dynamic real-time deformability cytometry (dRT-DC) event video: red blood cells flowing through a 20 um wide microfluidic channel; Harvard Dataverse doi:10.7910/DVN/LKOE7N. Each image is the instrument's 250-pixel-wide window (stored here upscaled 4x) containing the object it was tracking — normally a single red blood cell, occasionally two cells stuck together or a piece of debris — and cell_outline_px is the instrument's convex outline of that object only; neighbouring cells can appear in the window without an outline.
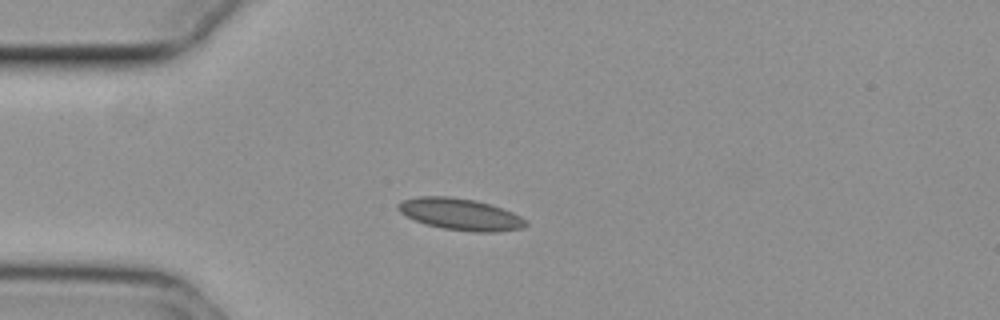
{"species": "common noctule bat (a hibernating species)", "species_latin": "Nyctalus noctula", "temperature_condition": "cold", "stored_images_in_passage": 42, "camera_frame_rate_fps": 3000, "um_per_image_px": 0.085, "animal": {"sex": "female", "body_mass_g": 29.2, "forearm_length_mm": 56.3}, "frame": {"image": 1, "passage_image": 1, "time_ms": 0.0, "image_size_px": [1000, 320], "cell_outline_px": [[528, 224], [524, 228], [496, 232], [472, 232], [444, 228], [424, 224], [400, 212], [396, 208], [396, 204], [404, 200], [420, 196], [448, 196], [476, 200], [492, 204], [512, 212], [528, 220]], "centroid_in_image_um": [39.17, 18.21], "position_along_channel_um": 45.8, "area_um2": 23.7}}
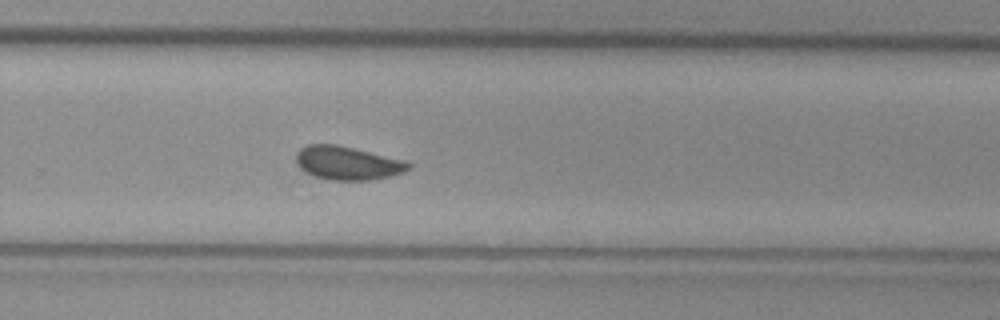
{"frame": {"image": 2, "passage_image": 23, "time_ms": 7.333, "image_size_px": [1000, 320], "cell_outline_px": [[412, 168], [404, 172], [392, 176], [372, 180], [328, 180], [312, 176], [304, 172], [296, 164], [296, 152], [300, 148], [308, 144], [336, 144], [400, 160], [412, 164]], "centroid_in_image_um": [29.48, 13.88], "position_along_channel_um": 300.3, "area_um2": 21.96}}
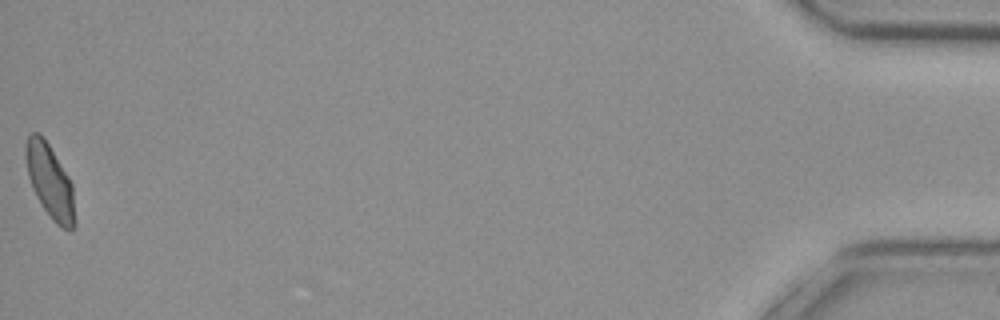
{"frame": {"image": 3, "passage_image": 42, "time_ms": 13.667, "image_size_px": [1000, 320], "cell_outline_px": [[76, 224], [72, 232], [60, 228], [52, 220], [36, 196], [32, 188], [28, 176], [24, 156], [28, 136], [32, 132], [36, 132], [48, 144], [68, 176], [72, 184]], "centroid_in_image_um": [4.26, 15.49], "position_along_channel_um": 430.9, "area_um2": 21.04}, "authors_computed_cell_mechanics": {"area_um2": 21.5016, "velocity_mm_per_s": 3.7177, "shape_relaxation_time_tau1_ms": null, "shape_relaxation_time_tau2_ms": 1.7278, "deformation_change_tau1": null, "deformation_change_tau2": 0.0561}}